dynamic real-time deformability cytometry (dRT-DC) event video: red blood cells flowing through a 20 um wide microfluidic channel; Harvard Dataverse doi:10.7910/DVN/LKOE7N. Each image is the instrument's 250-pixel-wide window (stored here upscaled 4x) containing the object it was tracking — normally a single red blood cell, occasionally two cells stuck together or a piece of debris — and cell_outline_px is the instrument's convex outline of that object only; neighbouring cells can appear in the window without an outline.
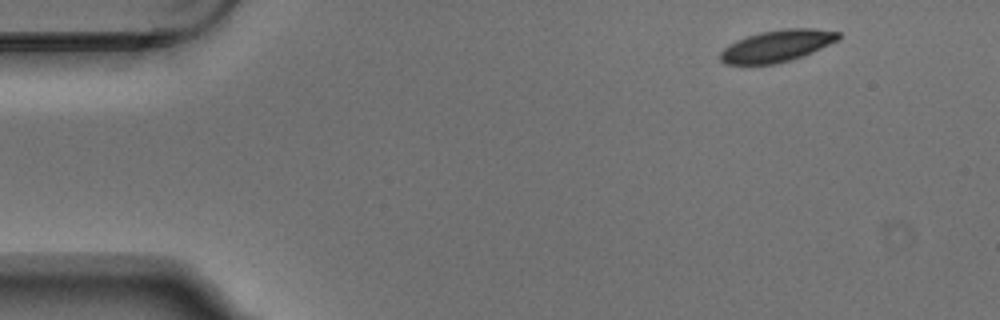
{"species": "Egyptian fruit bat (a non-hibernating species)", "species_latin": "Rousettus aegyptiacus", "temperature_condition": "warm", "stored_images_in_passage": 5, "camera_frame_rate_fps": 3000, "um_per_image_px": 0.085, "animal": {"sex": "male"}, "frame": {"image": 1, "passage_image": 1, "time_ms": 0.0, "image_size_px": [1000, 320], "cell_outline_px": [[840, 40], [804, 56], [776, 64], [724, 64], [720, 60], [720, 52], [728, 44], [736, 40], [760, 32], [784, 28], [812, 28], [840, 32]], "centroid_in_image_um": [66.07, 3.9], "position_along_channel_um": 18.9, "area_um2": 22.08}}
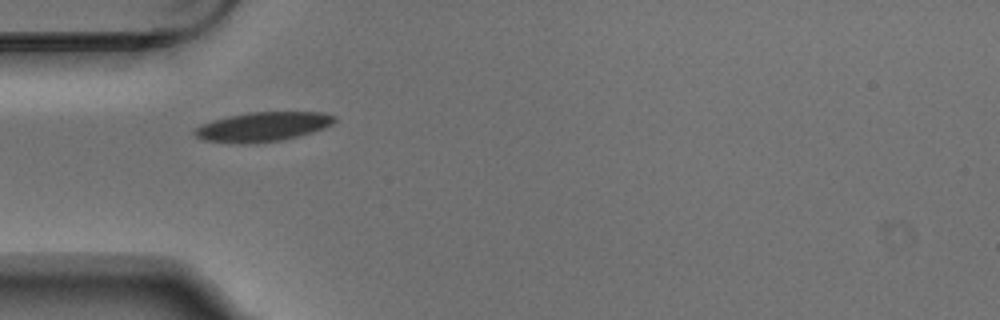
{"frame": {"image": 2, "passage_image": 4, "time_ms": 1.0, "image_size_px": [1000, 320], "cell_outline_px": [[336, 120], [332, 124], [324, 128], [312, 132], [280, 140], [248, 144], [232, 144], [204, 140], [196, 136], [192, 132], [200, 124], [212, 120], [228, 116], [248, 112], [324, 112], [336, 116]], "centroid_in_image_um": [22.3, 10.77], "position_along_channel_um": 62.7, "area_um2": 24.1}}
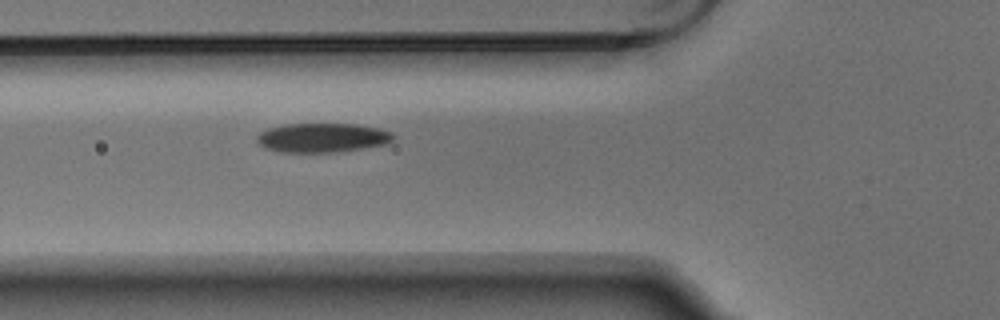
{"frame": {"image": 3, "passage_image": 5, "time_ms": 1.333, "image_size_px": [1000, 320], "cell_outline_px": [[392, 140], [388, 144], [340, 152], [280, 152], [264, 148], [256, 140], [256, 136], [260, 132], [268, 128], [284, 124], [356, 124], [380, 128], [392, 132]], "centroid_in_image_um": [27.39, 11.71], "position_along_channel_um": 98.4, "area_um2": 23.41}}